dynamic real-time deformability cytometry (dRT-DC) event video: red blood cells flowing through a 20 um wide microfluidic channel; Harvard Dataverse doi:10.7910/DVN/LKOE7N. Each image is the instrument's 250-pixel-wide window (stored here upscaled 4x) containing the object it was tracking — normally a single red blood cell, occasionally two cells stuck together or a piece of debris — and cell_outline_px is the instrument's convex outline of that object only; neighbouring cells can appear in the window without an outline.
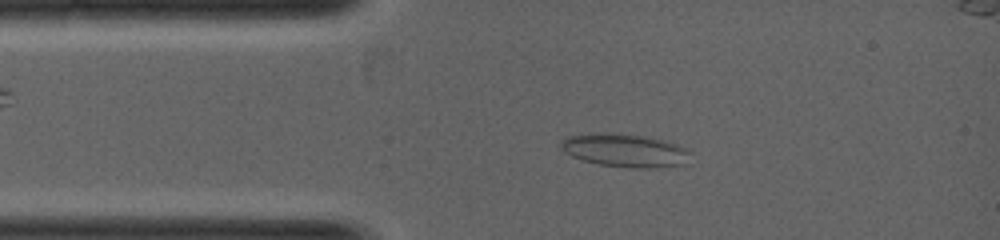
{"species": "common noctule bat (a hibernating species)", "species_latin": "Nyctalus noctula", "temperature_condition": "warm", "stored_images_in_passage": 4, "camera_frame_rate_fps": 5000, "um_per_image_px": 0.085, "animal": {"sex": "female", "body_mass_g": 19.0, "forearm_length_mm": 53.3}, "frame": {"image": 1, "passage_image": 2, "time_ms": 0.4, "image_size_px": [1000, 240], "cell_outline_px": [[692, 164], [652, 168], [632, 168], [600, 164], [584, 160], [572, 156], [564, 152], [560, 148], [560, 144], [568, 136], [596, 132], [644, 136], [664, 140], [688, 148], [692, 152]], "centroid_in_image_um": [53.23, 12.8], "position_along_channel_um": 31.8, "area_um2": 25.37}}
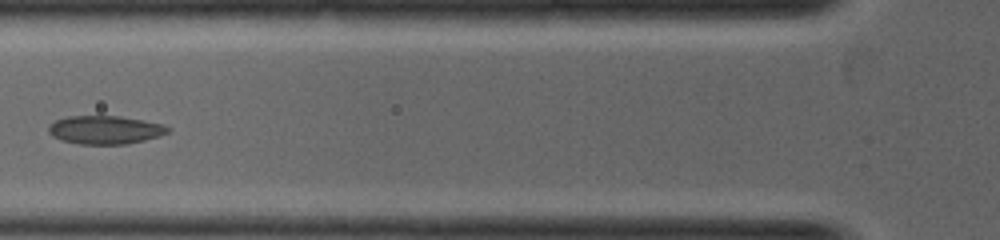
{"frame": {"image": 2, "passage_image": 4, "time_ms": 1.6, "image_size_px": [1000, 240], "cell_outline_px": [[172, 128], [168, 132], [160, 136], [144, 140], [124, 144], [80, 144], [60, 140], [52, 136], [48, 132], [48, 128], [56, 120], [68, 116], [120, 116], [144, 120], [164, 124]], "centroid_in_image_um": [8.96, 11.03], "position_along_channel_um": 116.8, "area_um2": 19.77}}